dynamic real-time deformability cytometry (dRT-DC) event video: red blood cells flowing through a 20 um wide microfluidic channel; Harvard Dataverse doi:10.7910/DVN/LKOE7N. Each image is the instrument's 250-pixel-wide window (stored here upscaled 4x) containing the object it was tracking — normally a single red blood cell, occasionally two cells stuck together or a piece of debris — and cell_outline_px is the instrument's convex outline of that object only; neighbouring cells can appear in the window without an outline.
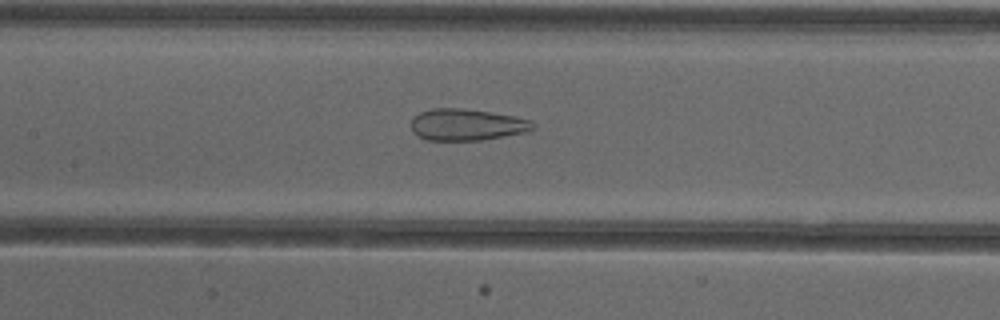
{"species": "common noctule bat (a hibernating species)", "species_latin": "Nyctalus noctula", "temperature_condition": "cold", "stored_images_in_passage": 53, "camera_frame_rate_fps": 3000, "um_per_image_px": 0.085, "animal": {"sex": "female"}, "frame": {"image": 1, "passage_image": 25, "time_ms": 8.0, "image_size_px": [1000, 320], "cell_outline_px": [[536, 128], [524, 132], [480, 140], [428, 140], [412, 132], [412, 116], [420, 112], [432, 108], [460, 108], [492, 112], [516, 116], [532, 120], [536, 124]], "centroid_in_image_um": [39.69, 10.58], "position_along_channel_um": 167.7, "area_um2": 22.48}}
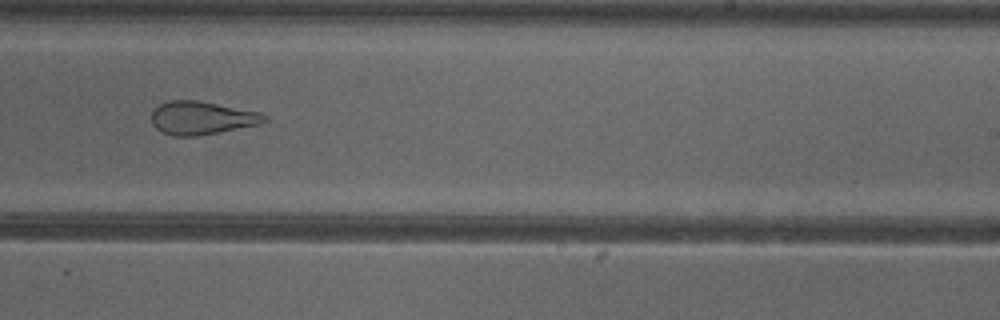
{"frame": {"image": 2, "passage_image": 33, "time_ms": 10.667, "image_size_px": [1000, 320], "cell_outline_px": [[268, 120], [260, 124], [196, 136], [172, 136], [156, 128], [152, 124], [152, 112], [160, 104], [168, 100], [196, 100], [260, 112], [268, 116]], "centroid_in_image_um": [17.15, 10.02], "position_along_channel_um": 271.8, "area_um2": 21.68}}
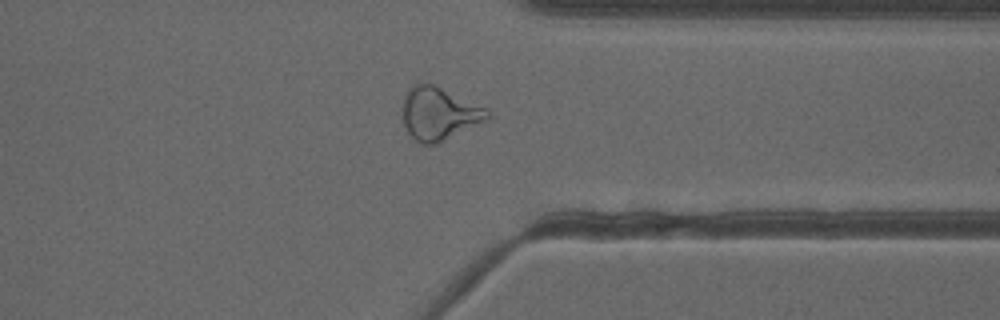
{"frame": {"image": 3, "passage_image": 41, "time_ms": 13.333, "image_size_px": [1000, 320], "cell_outline_px": [[492, 120], [436, 144], [420, 144], [404, 128], [400, 112], [400, 104], [408, 88], [416, 84], [428, 80], [488, 108], [492, 112]], "centroid_in_image_um": [37.35, 9.63], "position_along_channel_um": 374.1, "area_um2": 27.69}, "authors_computed_cell_mechanics": {"area_um2": 28.0908, "velocity_mm_per_s": 3.9251, "shape_relaxation_time_tau1_ms": null, "shape_relaxation_time_tau2_ms": 1.9455, "deformation_change_tau1": null, "deformation_change_tau2": 0.1171}}